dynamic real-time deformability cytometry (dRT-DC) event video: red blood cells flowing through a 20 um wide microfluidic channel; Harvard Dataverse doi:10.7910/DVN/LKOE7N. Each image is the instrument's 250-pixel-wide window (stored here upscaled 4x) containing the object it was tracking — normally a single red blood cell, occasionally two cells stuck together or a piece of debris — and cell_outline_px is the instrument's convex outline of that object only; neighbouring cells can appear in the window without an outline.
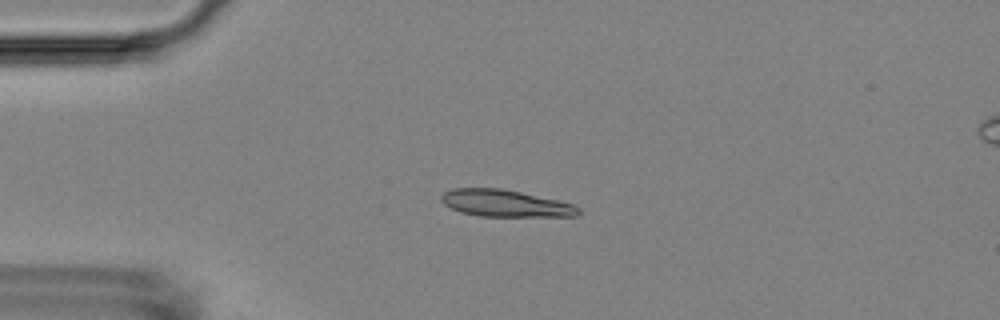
{"species": "Egyptian fruit bat (a non-hibernating species)", "species_latin": "Rousettus aegyptiacus", "temperature_condition": "room temperature", "stored_images_in_passage": 4, "camera_frame_rate_fps": 3000, "um_per_image_px": 0.085, "animal": {"sex": "female"}, "frame": {"image": 1, "passage_image": 3, "time_ms": 2.333, "image_size_px": [1000, 320], "cell_outline_px": [[580, 212], [576, 216], [480, 216], [460, 212], [444, 204], [440, 200], [440, 196], [444, 192], [452, 188], [500, 188], [520, 192], [556, 200], [572, 204], [580, 208]], "centroid_in_image_um": [42.9, 17.28], "position_along_channel_um": 42.1, "area_um2": 21.33}}